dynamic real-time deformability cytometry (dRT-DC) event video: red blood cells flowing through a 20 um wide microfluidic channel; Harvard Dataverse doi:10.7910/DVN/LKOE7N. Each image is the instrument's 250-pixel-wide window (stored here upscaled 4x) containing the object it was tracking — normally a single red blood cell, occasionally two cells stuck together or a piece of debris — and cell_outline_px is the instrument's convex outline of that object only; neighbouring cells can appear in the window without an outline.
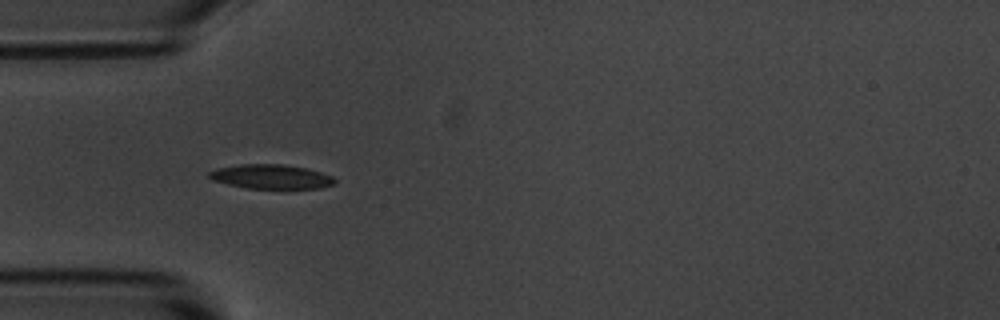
{"species": "common noctule bat (a hibernating species)", "species_latin": "Nyctalus noctula", "temperature_condition": "room temperature", "stored_images_in_passage": 4, "camera_frame_rate_fps": 3000, "um_per_image_px": 0.085, "animal": {"sex": "male", "body_mass_g": 20.1, "forearm_length_mm": 53.5}, "frame": {"image": 1, "passage_image": 3, "time_ms": 2.333, "image_size_px": [1000, 320], "cell_outline_px": [[336, 184], [320, 188], [248, 188], [228, 184], [212, 180], [208, 176], [208, 172], [216, 168], [240, 164], [284, 164], [308, 168], [332, 176], [336, 180]], "centroid_in_image_um": [23.05, 15.0], "position_along_channel_um": 62.0, "area_um2": 17.86}}